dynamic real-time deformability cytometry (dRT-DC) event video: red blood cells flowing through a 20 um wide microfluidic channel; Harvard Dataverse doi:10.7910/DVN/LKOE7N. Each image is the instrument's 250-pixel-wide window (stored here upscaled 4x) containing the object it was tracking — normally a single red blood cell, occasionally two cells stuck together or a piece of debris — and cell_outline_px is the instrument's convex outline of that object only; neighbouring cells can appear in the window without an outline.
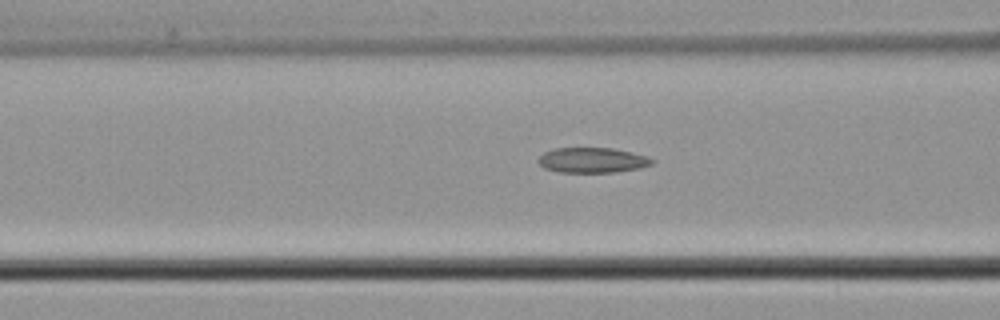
{"species": "common noctule bat (a hibernating species)", "species_latin": "Nyctalus noctula", "temperature_condition": "cold", "stored_images_in_passage": 43, "camera_frame_rate_fps": 3000, "um_per_image_px": 0.085, "animal": {"sex": "male", "body_mass_g": 21.5, "forearm_length_mm": 52.0}, "frame": {"image": 1, "passage_image": 22, "time_ms": 7.0, "image_size_px": [1000, 320], "cell_outline_px": [[656, 160], [652, 164], [640, 168], [616, 172], [560, 172], [544, 168], [536, 160], [544, 152], [556, 148], [612, 148], [632, 152], [648, 156]], "centroid_in_image_um": [50.37, 13.61], "position_along_channel_um": 116.2, "area_um2": 16.76}}
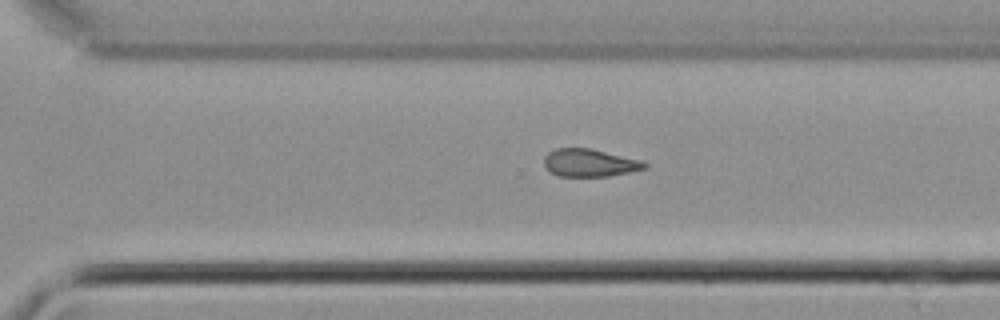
{"frame": {"image": 2, "passage_image": 38, "time_ms": 12.333, "image_size_px": [1000, 320], "cell_outline_px": [[648, 164], [644, 168], [628, 172], [608, 176], [560, 176], [552, 172], [544, 164], [544, 156], [548, 152], [556, 148], [592, 148], [640, 160]], "centroid_in_image_um": [50.1, 13.82], "position_along_channel_um": 320.5, "area_um2": 16.01}}
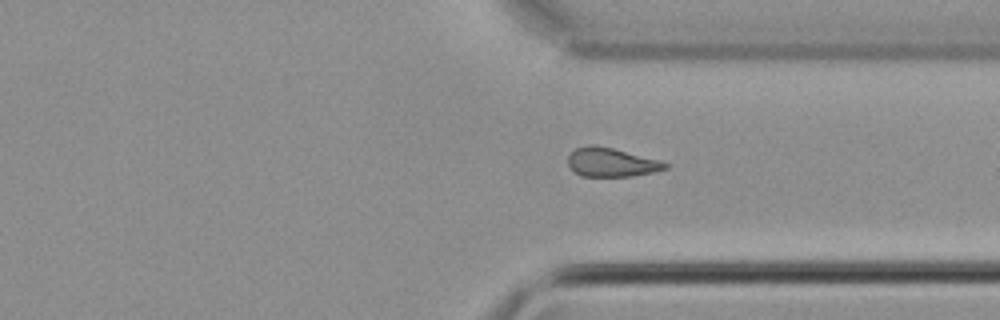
{"frame": {"image": 3, "passage_image": 41, "time_ms": 13.333, "image_size_px": [1000, 320], "cell_outline_px": [[668, 168], [652, 172], [632, 176], [580, 176], [568, 164], [568, 156], [576, 148], [588, 144], [592, 144], [612, 148], [656, 160], [668, 164]], "centroid_in_image_um": [51.91, 13.8], "position_along_channel_um": 359.5, "area_um2": 15.95}}